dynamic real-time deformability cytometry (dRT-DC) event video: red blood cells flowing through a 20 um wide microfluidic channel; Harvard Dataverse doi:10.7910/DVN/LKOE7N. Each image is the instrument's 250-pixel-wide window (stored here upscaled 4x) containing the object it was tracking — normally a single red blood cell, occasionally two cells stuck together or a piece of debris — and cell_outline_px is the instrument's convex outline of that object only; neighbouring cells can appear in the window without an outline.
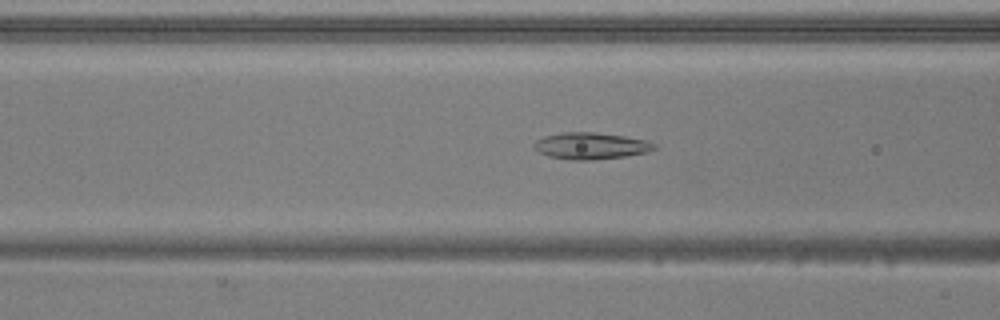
{"species": "common noctule bat (a hibernating species)", "species_latin": "Nyctalus noctula", "temperature_condition": "warm", "stored_images_in_passage": 45, "camera_frame_rate_fps": 3000, "um_per_image_px": 0.085, "animal": {"sex": "male", "body_mass_g": 20.5, "forearm_length_mm": 52.5}, "frame": {"image": 1, "passage_image": 14, "time_ms": 4.333, "image_size_px": [1000, 320], "cell_outline_px": [[656, 148], [648, 152], [624, 156], [592, 160], [568, 160], [548, 156], [532, 148], [532, 144], [536, 140], [544, 136], [564, 132], [596, 132], [624, 136], [644, 140], [656, 144]], "centroid_in_image_um": [50.18, 12.4], "position_along_channel_um": 116.4, "area_um2": 18.73}}
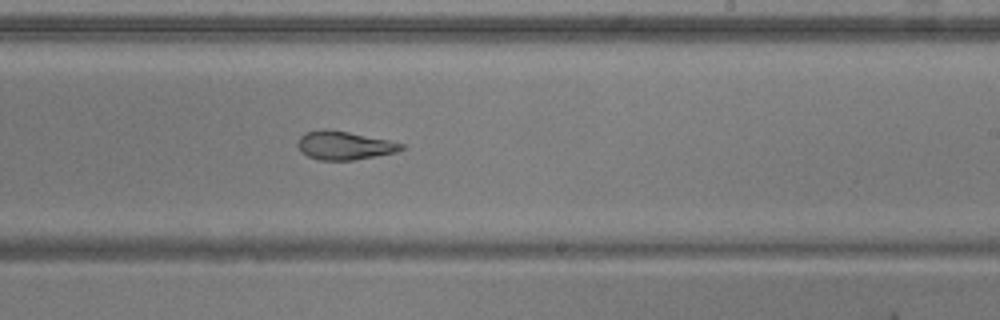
{"frame": {"image": 2, "passage_image": 25, "time_ms": 8.0, "image_size_px": [1000, 320], "cell_outline_px": [[404, 148], [396, 152], [376, 156], [352, 160], [320, 160], [308, 156], [300, 152], [300, 136], [308, 132], [320, 128], [324, 128], [348, 132], [388, 140], [404, 144]], "centroid_in_image_um": [29.27, 12.36], "position_along_channel_um": 259.7, "area_um2": 16.94}}
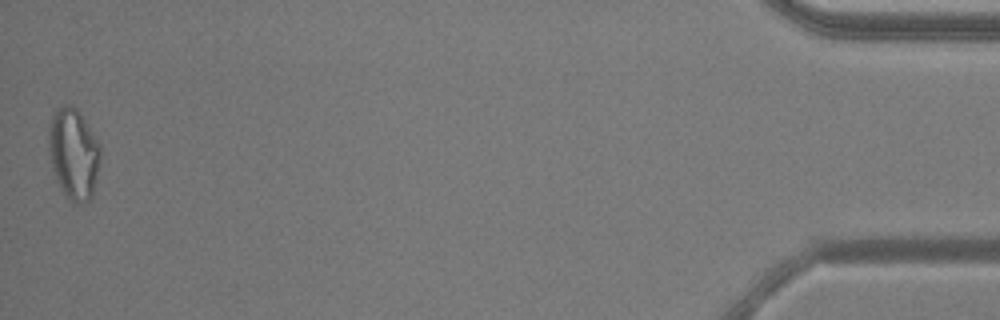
{"frame": {"image": 3, "passage_image": 45, "time_ms": 14.667, "image_size_px": [1000, 320], "cell_outline_px": [[100, 160], [96, 180], [92, 196], [84, 204], [72, 204], [60, 188], [56, 180], [52, 168], [48, 148], [48, 132], [52, 116], [56, 108], [64, 104], [72, 104], [80, 112], [100, 144]], "centroid_in_image_um": [6.25, 13.07], "position_along_channel_um": 429.0, "area_um2": 27.8}, "authors_computed_cell_mechanics": {"area_um2": 19.4208, "velocity_mm_per_s": 3.9003, "shape_relaxation_time_tau1_ms": null, "shape_relaxation_time_tau2_ms": 3.5666, "deformation_change_tau1": null, "deformation_change_tau2": 0.1204}}